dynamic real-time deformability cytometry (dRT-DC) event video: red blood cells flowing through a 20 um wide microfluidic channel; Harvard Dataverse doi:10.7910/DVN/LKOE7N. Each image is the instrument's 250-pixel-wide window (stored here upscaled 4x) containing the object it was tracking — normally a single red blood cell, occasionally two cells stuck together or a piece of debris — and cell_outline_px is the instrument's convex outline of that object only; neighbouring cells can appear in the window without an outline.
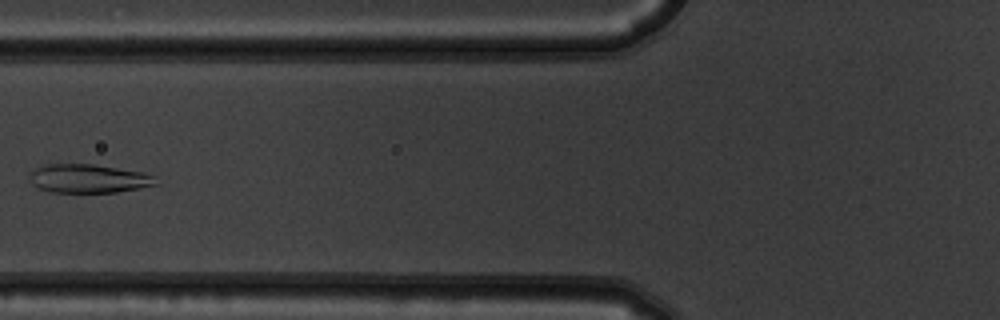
{"species": "common noctule bat (a hibernating species)", "species_latin": "Nyctalus noctula", "temperature_condition": "warm", "stored_images_in_passage": 8, "camera_frame_rate_fps": 3000, "um_per_image_px": 0.085, "animal": {"sex": "male", "body_mass_g": 19.5, "forearm_length_mm": 54.6}, "frame": {"image": 1, "passage_image": 7, "time_ms": 2.0, "image_size_px": [1000, 320], "cell_outline_px": [[160, 184], [140, 188], [116, 192], [52, 192], [40, 188], [32, 184], [28, 176], [36, 168], [44, 164], [92, 164], [144, 172], [152, 176]], "centroid_in_image_um": [7.53, 15.17], "position_along_channel_um": 118.3, "area_um2": 21.04}}